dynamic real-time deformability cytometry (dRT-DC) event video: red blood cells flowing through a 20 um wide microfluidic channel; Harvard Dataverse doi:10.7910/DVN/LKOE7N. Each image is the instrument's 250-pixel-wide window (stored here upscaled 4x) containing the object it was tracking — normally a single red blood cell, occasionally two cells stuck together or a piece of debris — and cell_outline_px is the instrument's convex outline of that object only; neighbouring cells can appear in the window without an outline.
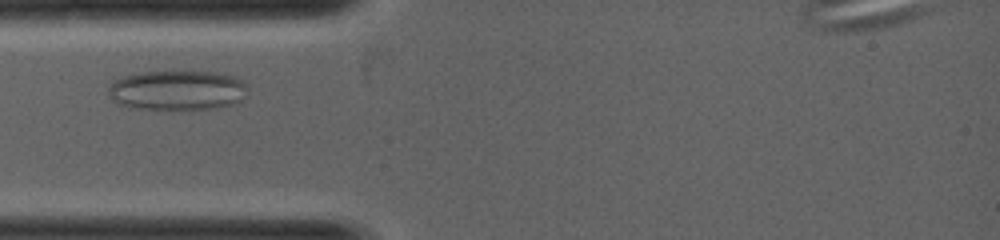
{"species": "common noctule bat (a hibernating species)", "species_latin": "Nyctalus noctula", "temperature_condition": "warm", "stored_images_in_passage": 8, "camera_frame_rate_fps": 5000, "um_per_image_px": 0.085, "animal": {"sex": "female", "body_mass_g": 19.0, "forearm_length_mm": 53.3}, "frame": {"image": 1, "passage_image": 3, "time_ms": 0.4, "image_size_px": [1000, 240], "cell_outline_px": [[244, 88], [240, 100], [232, 104], [216, 108], [188, 112], [172, 112], [136, 108], [116, 104], [108, 96], [108, 88], [112, 80], [124, 76], [144, 72], [216, 72], [232, 76], [244, 80]], "centroid_in_image_um": [14.99, 7.73], "position_along_channel_um": 70.0, "area_um2": 33.12}}